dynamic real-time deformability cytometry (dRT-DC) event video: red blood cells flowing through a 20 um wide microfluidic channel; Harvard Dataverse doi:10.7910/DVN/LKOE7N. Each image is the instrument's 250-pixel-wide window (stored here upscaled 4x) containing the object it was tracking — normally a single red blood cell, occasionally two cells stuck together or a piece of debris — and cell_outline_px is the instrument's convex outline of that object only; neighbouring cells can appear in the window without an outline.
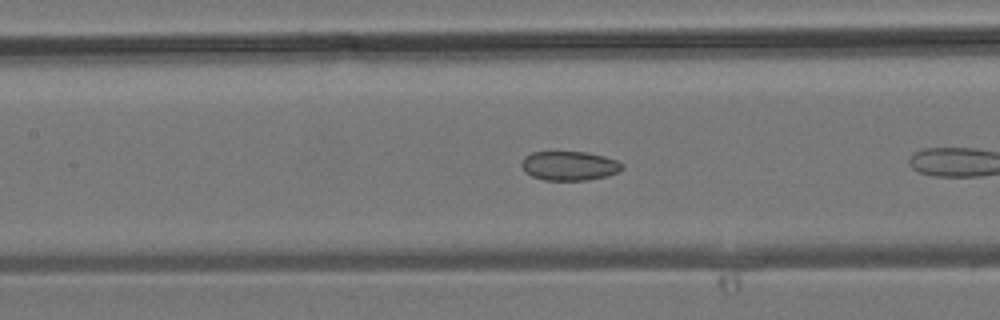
{"species": "common noctule bat (a hibernating species)", "species_latin": "Nyctalus noctula", "temperature_condition": "room temperature", "stored_images_in_passage": 9, "camera_frame_rate_fps": 3000, "um_per_image_px": 0.085, "animal": {"sex": "male", "body_mass_g": 19.2, "forearm_length_mm": 51.8}, "frame": {"image": 1, "passage_image": 7, "time_ms": 2.0, "image_size_px": [1000, 320], "cell_outline_px": [[624, 168], [620, 172], [588, 180], [544, 180], [532, 176], [524, 172], [520, 164], [524, 156], [532, 152], [588, 152], [604, 156], [616, 160], [624, 164]], "centroid_in_image_um": [48.39, 14.09], "position_along_channel_um": 159.0, "area_um2": 17.28}}